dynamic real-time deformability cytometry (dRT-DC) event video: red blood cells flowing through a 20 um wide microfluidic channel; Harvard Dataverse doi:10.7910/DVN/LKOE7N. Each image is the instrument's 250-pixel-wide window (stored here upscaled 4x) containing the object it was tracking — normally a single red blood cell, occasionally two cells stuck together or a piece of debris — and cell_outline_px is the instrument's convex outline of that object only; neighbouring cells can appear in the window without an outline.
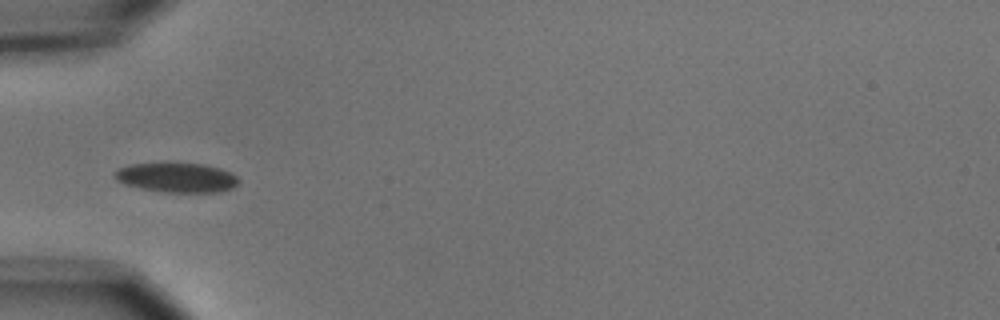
{"species": "common noctule bat (a hibernating species)", "species_latin": "Nyctalus noctula", "temperature_condition": "cold", "stored_images_in_passage": 7, "camera_frame_rate_fps": 3000, "um_per_image_px": 0.085, "animal": {"sex": "male", "body_mass_g": 15.6}, "frame": {"image": 1, "passage_image": 5, "time_ms": 5.333, "image_size_px": [1000, 320], "cell_outline_px": [[240, 180], [232, 188], [220, 192], [164, 192], [140, 188], [124, 184], [116, 180], [112, 176], [112, 172], [116, 168], [132, 164], [164, 160], [168, 160], [204, 164], [220, 168], [232, 172]], "centroid_in_image_um": [14.95, 15.04], "position_along_channel_um": 70.0, "area_um2": 22.48}}
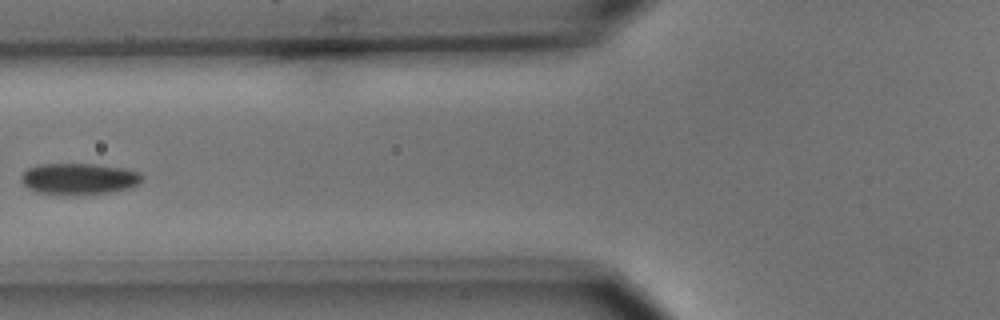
{"frame": {"image": 2, "passage_image": 6, "time_ms": 6.667, "image_size_px": [1000, 320], "cell_outline_px": [[144, 176], [140, 184], [132, 188], [108, 192], [72, 196], [64, 196], [40, 192], [28, 188], [20, 180], [20, 176], [28, 168], [36, 164], [96, 164], [124, 168], [140, 172]], "centroid_in_image_um": [6.73, 15.21], "position_along_channel_um": 119.1, "area_um2": 22.54}}
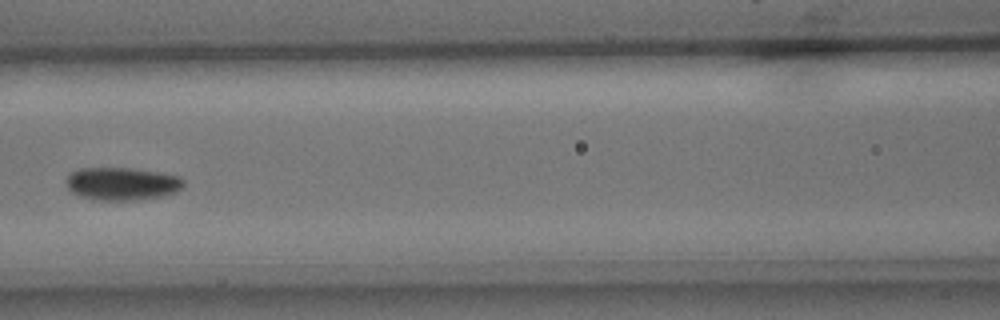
{"frame": {"image": 3, "passage_image": 7, "time_ms": 7.667, "image_size_px": [1000, 320], "cell_outline_px": [[184, 184], [176, 192], [160, 196], [140, 200], [92, 200], [80, 196], [72, 192], [68, 188], [64, 180], [68, 172], [80, 168], [132, 168], [160, 172], [180, 176], [184, 180]], "centroid_in_image_um": [10.32, 15.61], "position_along_channel_um": 156.3, "area_um2": 22.83}}